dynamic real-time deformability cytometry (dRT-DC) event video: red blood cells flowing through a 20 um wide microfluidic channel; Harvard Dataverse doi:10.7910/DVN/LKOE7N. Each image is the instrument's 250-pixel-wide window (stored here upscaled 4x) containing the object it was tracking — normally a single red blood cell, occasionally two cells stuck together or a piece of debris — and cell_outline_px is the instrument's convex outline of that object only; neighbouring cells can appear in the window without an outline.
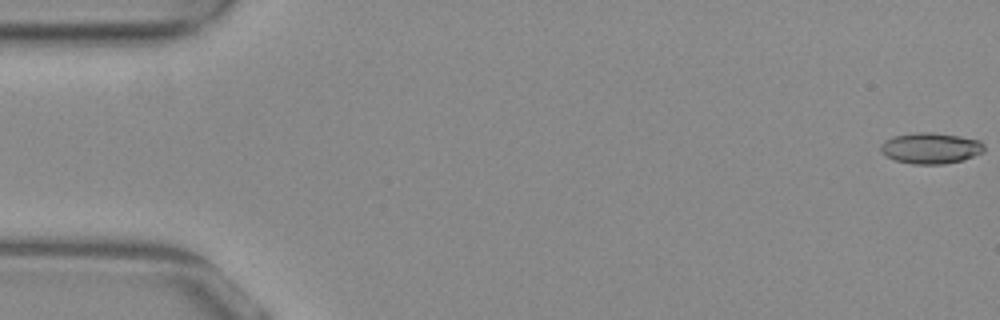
{"species": "common noctule bat (a hibernating species)", "species_latin": "Nyctalus noctula", "temperature_condition": "warm", "stored_images_in_passage": 50, "camera_frame_rate_fps": 3000, "um_per_image_px": 0.085, "animal": {"sex": "female", "body_mass_g": 29.2, "forearm_length_mm": 56.3}, "frame": {"image": 1, "passage_image": 1, "time_ms": 0.0, "image_size_px": [1000, 320], "cell_outline_px": [[984, 152], [964, 160], [944, 164], [912, 164], [896, 160], [880, 152], [880, 144], [884, 140], [892, 136], [916, 132], [932, 132], [960, 136], [980, 140], [984, 144]], "centroid_in_image_um": [79.11, 12.58], "position_along_channel_um": 5.9, "area_um2": 18.9}}
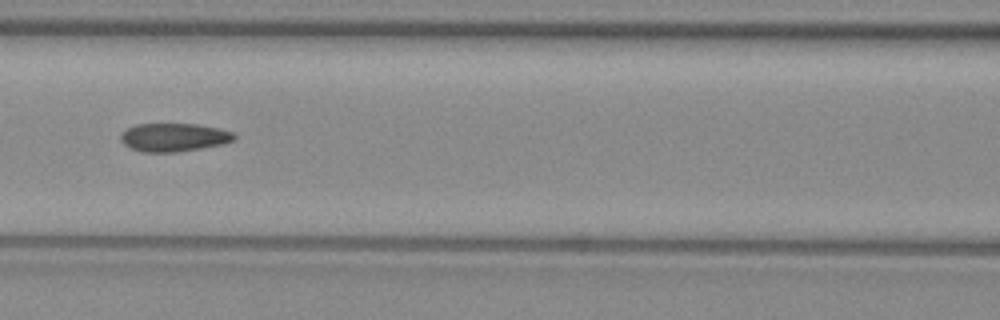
{"frame": {"image": 2, "passage_image": 24, "time_ms": 7.667, "image_size_px": [1000, 320], "cell_outline_px": [[236, 136], [232, 140], [220, 144], [200, 148], [176, 152], [144, 152], [132, 148], [124, 144], [120, 140], [120, 136], [128, 128], [136, 124], [196, 124], [220, 128], [232, 132]], "centroid_in_image_um": [14.76, 11.66], "position_along_channel_um": 151.8, "area_um2": 18.44}}
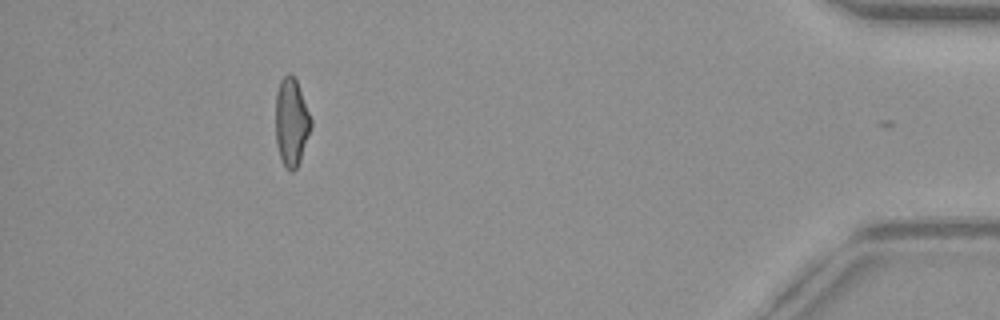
{"frame": {"image": 3, "passage_image": 49, "time_ms": 16.0, "image_size_px": [1000, 320], "cell_outline_px": [[312, 124], [300, 160], [296, 168], [292, 172], [284, 164], [280, 156], [276, 144], [276, 92], [280, 80], [288, 72], [296, 80], [312, 120]], "centroid_in_image_um": [24.76, 10.36], "position_along_channel_um": 410.4, "area_um2": 17.8}, "authors_computed_cell_mechanics": {"area_um2": 18.8428, "velocity_mm_per_s": 3.8829, "shape_relaxation_time_tau1_ms": null, "shape_relaxation_time_tau2_ms": 2.3205, "deformation_change_tau1": null, "deformation_change_tau2": 0.0942}}